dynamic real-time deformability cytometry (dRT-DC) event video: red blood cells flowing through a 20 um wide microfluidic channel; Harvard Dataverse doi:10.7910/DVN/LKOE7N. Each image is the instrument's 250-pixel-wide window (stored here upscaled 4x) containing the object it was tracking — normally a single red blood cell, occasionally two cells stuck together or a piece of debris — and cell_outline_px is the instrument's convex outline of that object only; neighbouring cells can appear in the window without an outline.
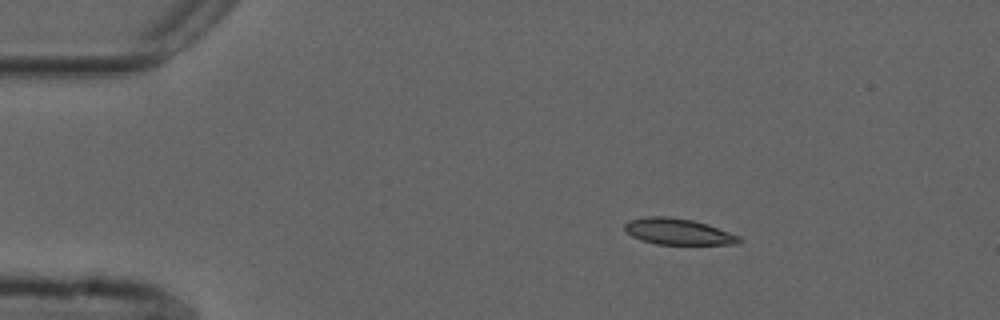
{"species": "common noctule bat (a hibernating species)", "species_latin": "Nyctalus noctula", "temperature_condition": "cold", "stored_images_in_passage": 46, "camera_frame_rate_fps": 3000, "um_per_image_px": 0.085, "animal": {"sex": "male", "forearm_length_mm": 52.5}, "frame": {"image": 1, "passage_image": 1, "time_ms": 0.0, "image_size_px": [1000, 320], "cell_outline_px": [[744, 240], [740, 244], [656, 244], [640, 240], [632, 236], [624, 228], [624, 224], [628, 220], [644, 216], [668, 216], [692, 220], [740, 236]], "centroid_in_image_um": [57.61, 19.69], "position_along_channel_um": 27.4, "area_um2": 17.4}}
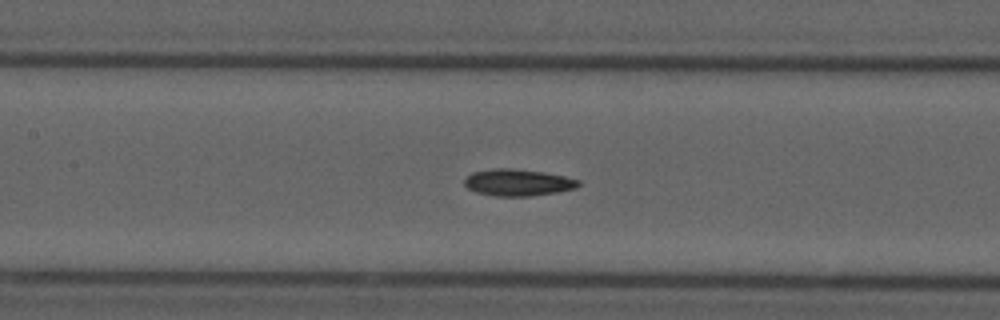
{"frame": {"image": 2, "passage_image": 17, "time_ms": 5.333, "image_size_px": [1000, 320], "cell_outline_px": [[580, 184], [576, 188], [556, 192], [528, 196], [496, 196], [476, 192], [468, 188], [464, 184], [464, 180], [472, 172], [496, 168], [512, 168], [544, 172], [564, 176], [580, 180]], "centroid_in_image_um": [44.02, 15.51], "position_along_channel_um": 163.4, "area_um2": 17.69}}
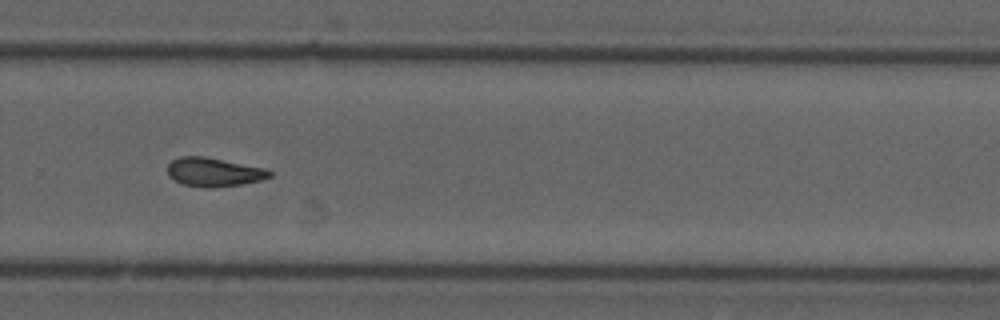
{"frame": {"image": 3, "passage_image": 29, "time_ms": 9.333, "image_size_px": [1000, 320], "cell_outline_px": [[272, 176], [260, 180], [240, 184], [212, 188], [204, 188], [184, 184], [168, 176], [168, 164], [172, 160], [180, 156], [204, 156], [268, 168], [272, 172]], "centroid_in_image_um": [18.2, 14.62], "position_along_channel_um": 311.6, "area_um2": 17.22}}